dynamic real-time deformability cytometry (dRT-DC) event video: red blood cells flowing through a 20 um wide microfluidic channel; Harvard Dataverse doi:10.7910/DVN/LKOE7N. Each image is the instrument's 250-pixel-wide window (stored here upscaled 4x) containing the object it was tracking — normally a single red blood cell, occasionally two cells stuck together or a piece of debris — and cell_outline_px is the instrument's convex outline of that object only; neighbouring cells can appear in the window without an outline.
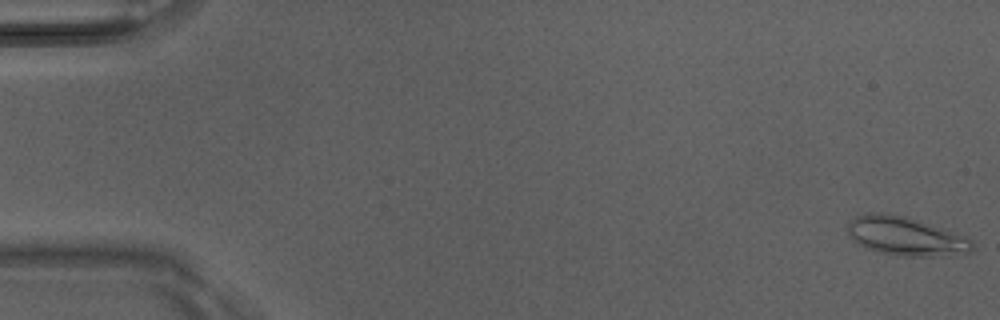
{"species": "Egyptian fruit bat (a non-hibernating species)", "species_latin": "Rousettus aegyptiacus", "temperature_condition": "room temperature", "stored_images_in_passage": 5, "camera_frame_rate_fps": 3000, "um_per_image_px": 0.085, "animal": {"sex": "male"}, "frame": {"image": 1, "passage_image": 1, "time_ms": 0.0, "image_size_px": [1000, 320], "cell_outline_px": [[976, 244], [972, 252], [952, 256], [904, 256], [880, 252], [864, 248], [852, 240], [848, 236], [848, 224], [852, 216], [868, 212], [880, 212], [904, 216], [944, 228], [968, 236]], "centroid_in_image_um": [77.02, 20.08], "position_along_channel_um": 8.0, "area_um2": 28.78}}
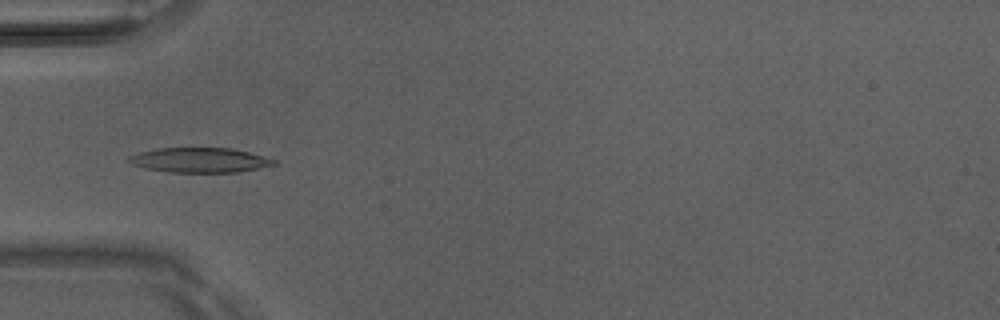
{"frame": {"image": 2, "passage_image": 5, "time_ms": 1.333, "image_size_px": [1000, 320], "cell_outline_px": [[276, 164], [240, 172], [168, 172], [144, 168], [132, 164], [128, 160], [128, 156], [140, 152], [156, 148], [232, 148], [248, 152], [276, 160]], "centroid_in_image_um": [16.95, 13.61], "position_along_channel_um": 68.1, "area_um2": 20.87}}